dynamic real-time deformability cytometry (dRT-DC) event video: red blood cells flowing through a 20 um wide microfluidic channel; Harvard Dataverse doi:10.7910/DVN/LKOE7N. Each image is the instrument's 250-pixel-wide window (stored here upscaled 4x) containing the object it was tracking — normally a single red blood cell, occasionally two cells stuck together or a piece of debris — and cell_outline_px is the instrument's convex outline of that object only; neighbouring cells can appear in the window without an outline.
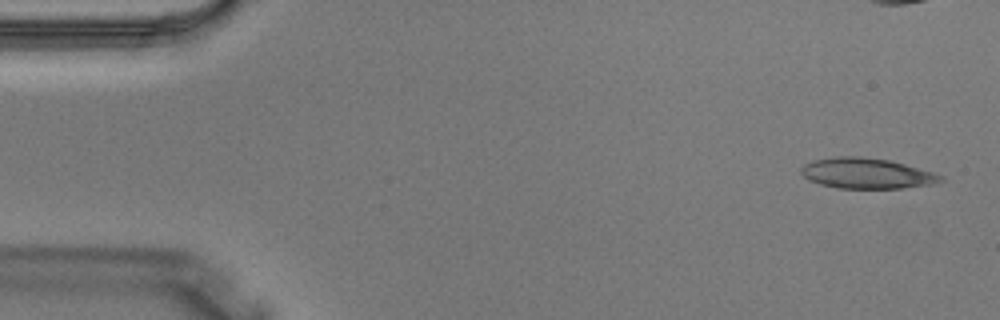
{"species": "Egyptian fruit bat (a non-hibernating species)", "species_latin": "Rousettus aegyptiacus", "temperature_condition": "warm", "stored_images_in_passage": 4, "camera_frame_rate_fps": 3000, "um_per_image_px": 0.085, "animal": {"sex": "male"}, "frame": {"image": 1, "passage_image": 4, "time_ms": 1.0, "image_size_px": [1000, 320], "cell_outline_px": [[944, 180], [932, 184], [900, 188], [836, 188], [820, 184], [808, 180], [800, 172], [800, 168], [804, 164], [812, 160], [836, 156], [860, 156], [888, 160], [904, 164], [932, 172], [944, 176]], "centroid_in_image_um": [73.62, 14.73], "position_along_channel_um": 11.4, "area_um2": 24.8}}